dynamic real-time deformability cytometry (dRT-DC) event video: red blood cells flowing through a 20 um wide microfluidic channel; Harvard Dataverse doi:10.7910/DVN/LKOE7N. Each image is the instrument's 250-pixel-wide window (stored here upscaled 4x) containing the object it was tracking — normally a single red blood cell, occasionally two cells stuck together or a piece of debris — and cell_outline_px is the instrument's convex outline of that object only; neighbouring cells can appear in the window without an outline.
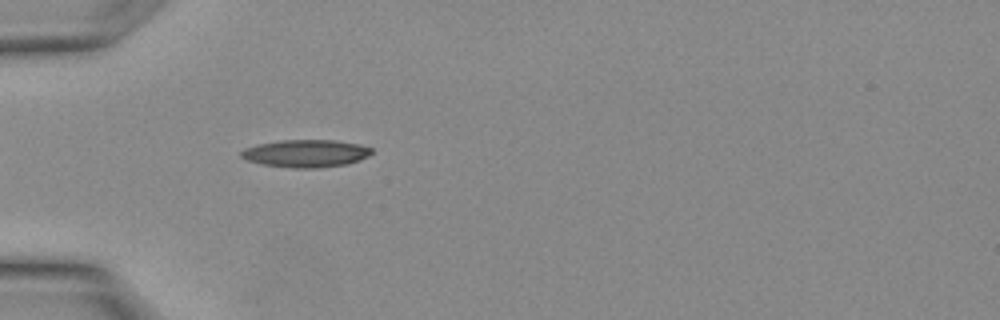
{"species": "Egyptian fruit bat (a non-hibernating species)", "species_latin": "Rousettus aegyptiacus", "temperature_condition": "warm", "stored_images_in_passage": 5, "camera_frame_rate_fps": 3000, "um_per_image_px": 0.085, "animal": {"sex": "female"}, "frame": {"image": 1, "passage_image": 3, "time_ms": 0.667, "image_size_px": [1000, 320], "cell_outline_px": [[372, 152], [368, 156], [360, 160], [344, 164], [320, 168], [292, 168], [260, 164], [248, 160], [240, 156], [240, 152], [244, 148], [260, 144], [280, 140], [332, 140], [360, 144], [372, 148]], "centroid_in_image_um": [25.99, 13.04], "position_along_channel_um": 59.0, "area_um2": 20.92}}
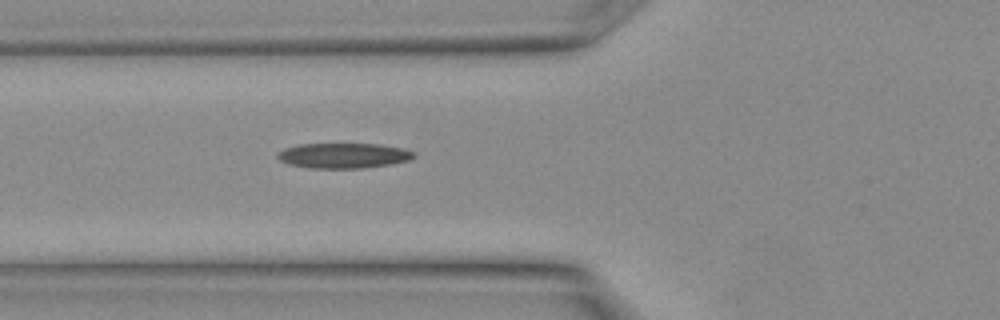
{"frame": {"image": 2, "passage_image": 5, "time_ms": 1.333, "image_size_px": [1000, 320], "cell_outline_px": [[416, 156], [408, 160], [392, 164], [364, 168], [308, 168], [288, 164], [280, 160], [276, 156], [284, 148], [300, 144], [376, 144], [404, 148], [416, 152]], "centroid_in_image_um": [29.22, 13.23], "position_along_channel_um": 96.6, "area_um2": 20.06}}